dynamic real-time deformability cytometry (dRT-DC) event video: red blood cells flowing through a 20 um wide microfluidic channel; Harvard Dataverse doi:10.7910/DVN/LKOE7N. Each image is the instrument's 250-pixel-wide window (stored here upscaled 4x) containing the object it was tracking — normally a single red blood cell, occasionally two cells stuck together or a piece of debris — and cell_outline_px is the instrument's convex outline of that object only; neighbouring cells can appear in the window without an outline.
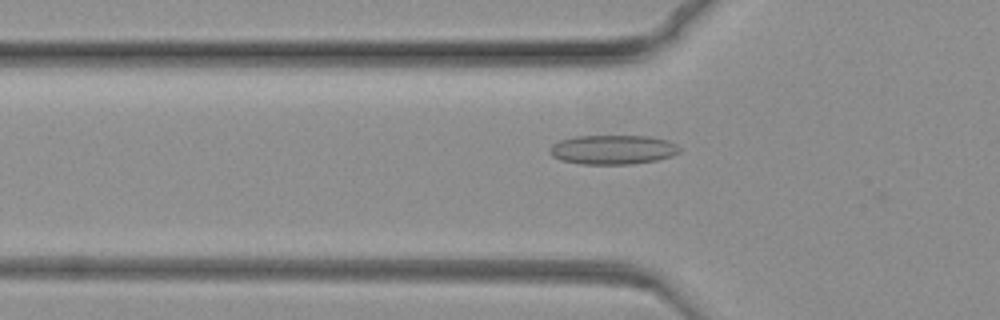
{"species": "common noctule bat (a hibernating species)", "species_latin": "Nyctalus noctula", "temperature_condition": "warm", "stored_images_in_passage": 59, "camera_frame_rate_fps": 3000, "um_per_image_px": 0.085, "animal": {"sex": "female", "body_mass_g": 19.3, "forearm_length_mm": 54.1}, "frame": {"image": 1, "passage_image": 6, "time_ms": 1.667, "image_size_px": [1000, 320], "cell_outline_px": [[680, 152], [672, 156], [656, 160], [632, 164], [580, 164], [560, 160], [552, 156], [548, 152], [548, 148], [552, 144], [560, 140], [572, 136], [648, 136], [668, 140], [676, 144], [680, 148]], "centroid_in_image_um": [52.06, 12.72], "position_along_channel_um": 73.7, "area_um2": 22.43}}
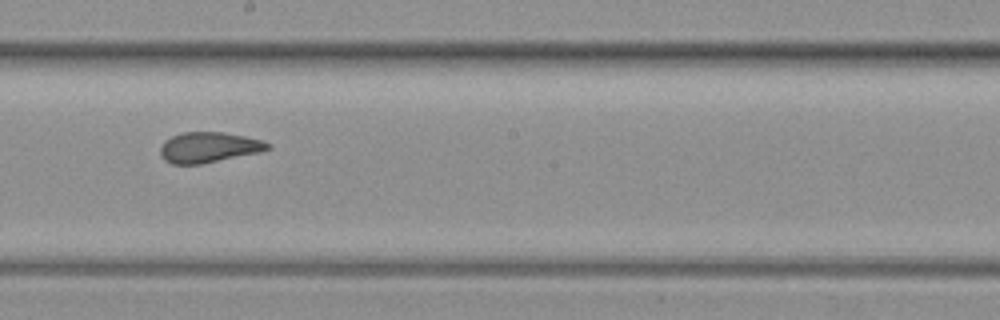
{"frame": {"image": 2, "passage_image": 24, "time_ms": 7.667, "image_size_px": [1000, 320], "cell_outline_px": [[272, 148], [260, 152], [200, 164], [172, 164], [164, 160], [160, 156], [160, 148], [164, 140], [172, 136], [184, 132], [224, 132], [244, 136], [260, 140], [272, 144]], "centroid_in_image_um": [17.73, 12.52], "position_along_channel_um": 230.5, "area_um2": 19.07}}
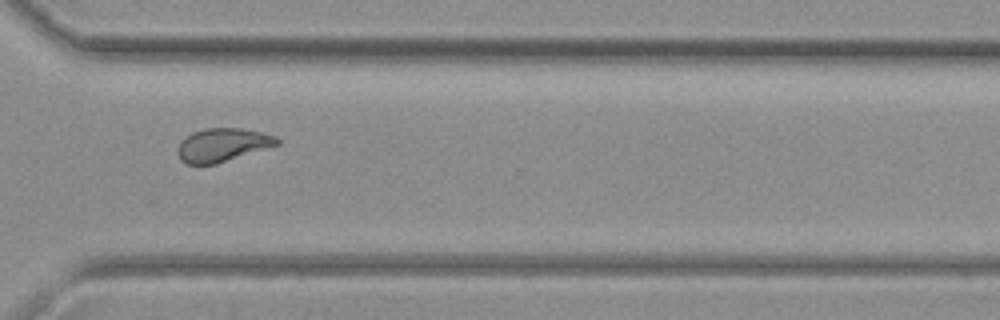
{"frame": {"image": 3, "passage_image": 38, "time_ms": 12.333, "image_size_px": [1000, 320], "cell_outline_px": [[280, 144], [216, 164], [188, 164], [180, 160], [176, 152], [176, 148], [180, 140], [192, 132], [204, 128], [240, 128], [260, 132], [276, 136], [280, 140]], "centroid_in_image_um": [18.87, 12.32], "position_along_channel_um": 351.7, "area_um2": 19.48}}